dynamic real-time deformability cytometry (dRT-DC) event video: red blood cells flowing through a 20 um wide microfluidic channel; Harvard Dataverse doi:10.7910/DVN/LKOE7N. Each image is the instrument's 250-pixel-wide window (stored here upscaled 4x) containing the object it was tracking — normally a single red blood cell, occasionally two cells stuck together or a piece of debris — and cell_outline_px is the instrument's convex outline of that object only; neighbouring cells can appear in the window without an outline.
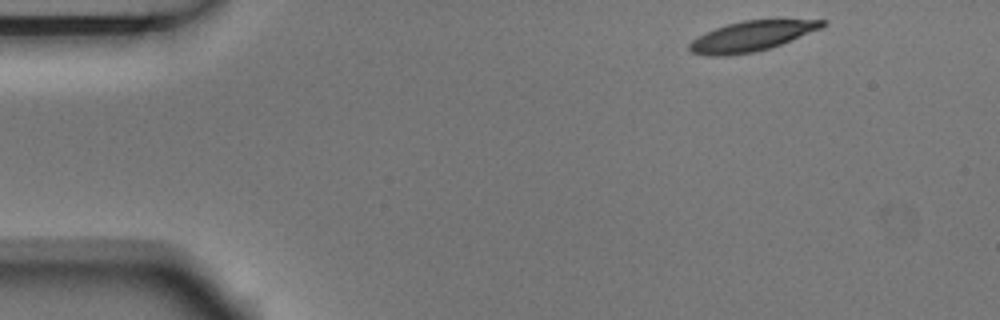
{"species": "Egyptian fruit bat (a non-hibernating species)", "species_latin": "Rousettus aegyptiacus", "temperature_condition": "room temperature", "stored_images_in_passage": 7, "camera_frame_rate_fps": 3000, "um_per_image_px": 0.085, "animal": {"sex": "male"}, "frame": {"image": 1, "passage_image": 1, "time_ms": 0.0, "image_size_px": [1000, 320], "cell_outline_px": [[828, 24], [820, 28], [780, 44], [768, 48], [752, 52], [724, 56], [708, 56], [692, 52], [688, 48], [688, 44], [692, 40], [716, 28], [728, 24], [744, 20], [828, 20]], "centroid_in_image_um": [63.86, 3.08], "position_along_channel_um": 21.1, "area_um2": 22.72}}
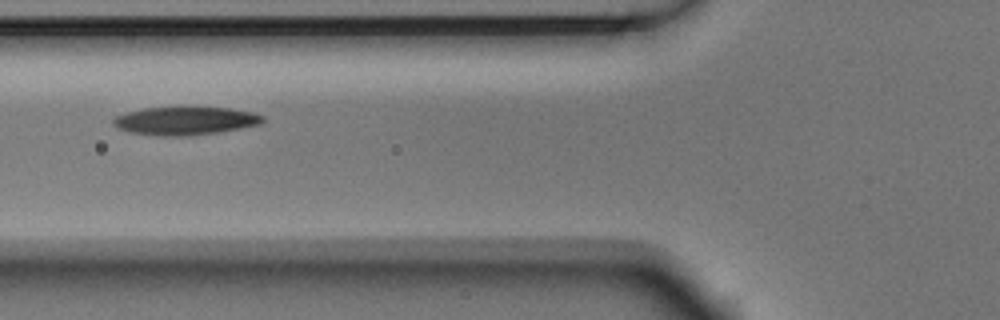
{"frame": {"image": 2, "passage_image": 5, "time_ms": 1.333, "image_size_px": [1000, 320], "cell_outline_px": [[264, 120], [260, 124], [240, 128], [216, 132], [188, 136], [160, 136], [132, 132], [116, 128], [112, 124], [112, 120], [116, 116], [128, 112], [144, 108], [180, 104], [184, 104], [232, 108], [252, 112], [264, 116]], "centroid_in_image_um": [15.74, 10.21], "position_along_channel_um": 110.1, "area_um2": 25.55}}
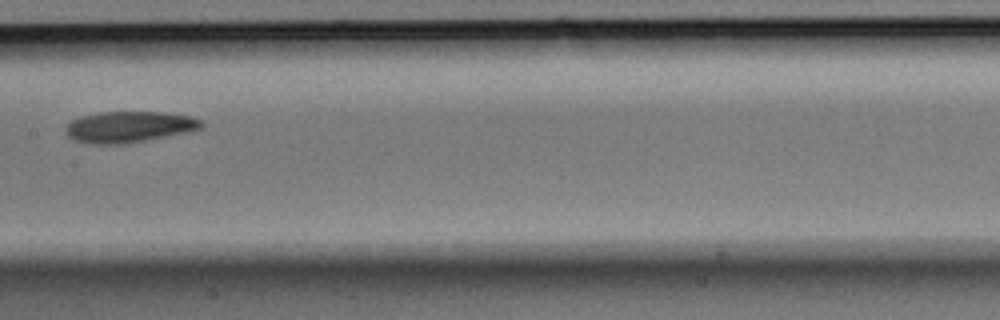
{"frame": {"image": 3, "passage_image": 7, "time_ms": 2.0, "image_size_px": [1000, 320], "cell_outline_px": [[204, 124], [200, 128], [192, 132], [120, 144], [88, 144], [76, 140], [68, 136], [68, 124], [72, 120], [80, 116], [100, 112], [164, 112], [192, 116], [200, 120]], "centroid_in_image_um": [11.02, 10.78], "position_along_channel_um": 196.4, "area_um2": 24.51}}